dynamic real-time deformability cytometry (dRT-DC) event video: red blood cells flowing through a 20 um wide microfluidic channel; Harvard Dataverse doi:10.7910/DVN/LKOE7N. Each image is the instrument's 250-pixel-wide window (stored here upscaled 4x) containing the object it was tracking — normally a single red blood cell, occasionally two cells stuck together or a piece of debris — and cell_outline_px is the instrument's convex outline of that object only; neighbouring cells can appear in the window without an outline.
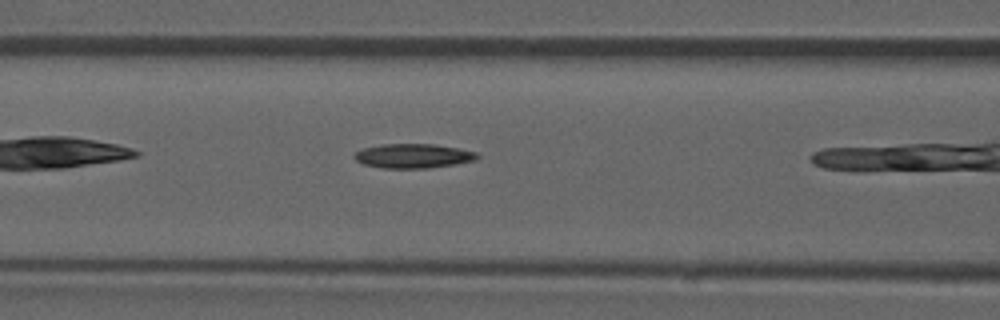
{"species": "common noctule bat (a hibernating species)", "species_latin": "Nyctalus noctula", "temperature_condition": "room temperature", "stored_images_in_passage": 10, "camera_frame_rate_fps": 3000, "um_per_image_px": 0.085, "animal": {"sex": "male", "forearm_length_mm": 52.5}, "frame": {"image": 1, "passage_image": 6, "time_ms": 1.667, "image_size_px": [1000, 320], "cell_outline_px": [[480, 156], [476, 160], [456, 164], [428, 168], [384, 168], [364, 164], [356, 160], [352, 156], [356, 152], [364, 148], [384, 144], [432, 144], [460, 148], [476, 152]], "centroid_in_image_um": [35.15, 13.25], "position_along_channel_um": 131.4, "area_um2": 17.4}}